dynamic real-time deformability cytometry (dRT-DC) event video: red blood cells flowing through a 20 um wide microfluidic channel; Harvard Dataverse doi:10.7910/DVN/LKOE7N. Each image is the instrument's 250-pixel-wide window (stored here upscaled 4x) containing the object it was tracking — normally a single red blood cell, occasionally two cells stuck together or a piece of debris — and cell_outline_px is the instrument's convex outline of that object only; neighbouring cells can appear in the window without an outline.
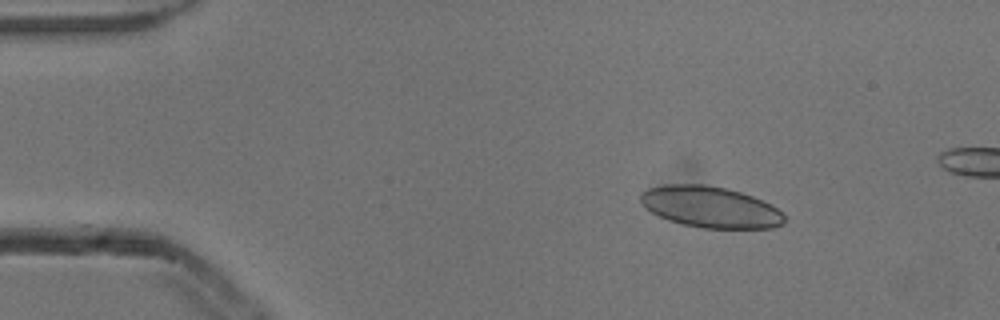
{"species": "common noctule bat (a hibernating species)", "species_latin": "Nyctalus noctula", "temperature_condition": "cold", "stored_images_in_passage": 4, "camera_frame_rate_fps": 3000, "um_per_image_px": 0.085, "animal": {"sex": "male", "body_mass_g": 13.3}, "frame": {"image": 1, "passage_image": 2, "time_ms": 0.333, "image_size_px": [1000, 320], "cell_outline_px": [[784, 224], [772, 228], [700, 228], [668, 220], [644, 208], [640, 204], [640, 192], [648, 188], [664, 184], [704, 184], [724, 188], [740, 192], [752, 196], [772, 204], [784, 216]], "centroid_in_image_um": [60.34, 17.59], "position_along_channel_um": 24.7, "area_um2": 34.62}}